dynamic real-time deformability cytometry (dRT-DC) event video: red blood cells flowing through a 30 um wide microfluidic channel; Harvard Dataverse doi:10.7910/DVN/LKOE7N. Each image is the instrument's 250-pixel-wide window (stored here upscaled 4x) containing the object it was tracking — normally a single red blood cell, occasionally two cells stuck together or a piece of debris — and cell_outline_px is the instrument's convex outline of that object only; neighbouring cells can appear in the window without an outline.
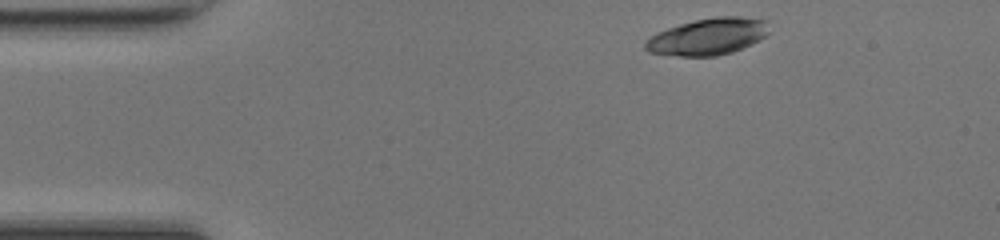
{"species": "common noctule bat (a hibernating species)", "species_latin": "Nyctalus noctula", "temperature_condition": "room temperature", "stored_images_in_passage": 42, "camera_frame_rate_fps": 3000, "um_per_image_px": 0.085, "animal": {"sex": "female", "body_mass_g": 17.0, "forearm_length_mm": 48.0}, "frame": {"image": 1, "passage_image": 1, "time_ms": 0.0, "image_size_px": [1000, 240], "cell_outline_px": [[768, 32], [760, 40], [752, 44], [732, 52], [716, 56], [680, 56], [648, 52], [644, 48], [644, 44], [656, 32], [680, 24], [696, 20], [716, 16], [740, 16], [768, 20]], "centroid_in_image_um": [60.2, 3.11], "position_along_channel_um": 24.8, "area_um2": 26.47}}